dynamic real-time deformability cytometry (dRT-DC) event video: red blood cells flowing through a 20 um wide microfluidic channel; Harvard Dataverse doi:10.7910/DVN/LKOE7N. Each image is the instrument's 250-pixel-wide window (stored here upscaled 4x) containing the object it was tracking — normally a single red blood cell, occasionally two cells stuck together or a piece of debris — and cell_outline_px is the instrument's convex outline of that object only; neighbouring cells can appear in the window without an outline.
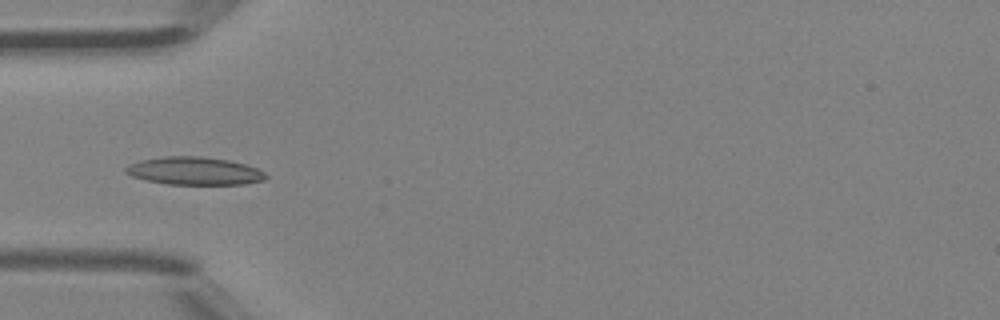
{"species": "Egyptian fruit bat (a non-hibernating species)", "species_latin": "Rousettus aegyptiacus", "temperature_condition": "room temperature", "stored_images_in_passage": 6, "camera_frame_rate_fps": 3000, "um_per_image_px": 0.085, "animal": {"sex": "female"}, "frame": {"image": 1, "passage_image": 5, "time_ms": 1.333, "image_size_px": [1000, 320], "cell_outline_px": [[268, 176], [264, 180], [244, 184], [168, 184], [148, 180], [132, 176], [124, 172], [124, 168], [128, 164], [140, 160], [164, 156], [200, 156], [228, 160], [244, 164], [256, 168], [264, 172]], "centroid_in_image_um": [16.5, 14.52], "position_along_channel_um": 68.5, "area_um2": 22.66}}
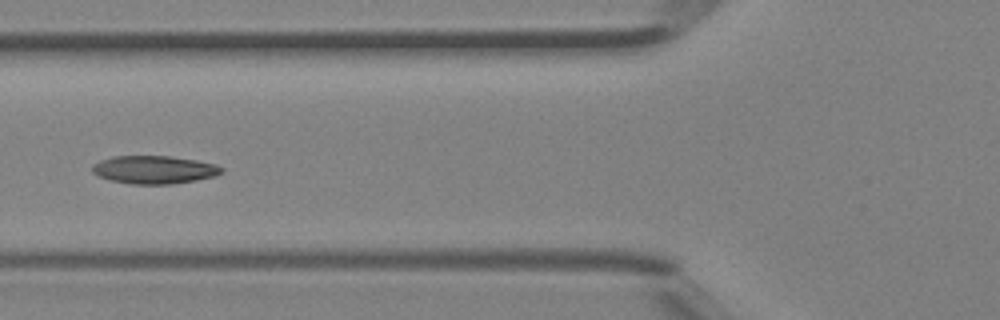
{"frame": {"image": 2, "passage_image": 6, "time_ms": 1.667, "image_size_px": [1000, 320], "cell_outline_px": [[224, 172], [212, 176], [196, 180], [172, 184], [132, 184], [108, 180], [92, 172], [92, 164], [100, 160], [112, 156], [168, 156], [196, 160], [216, 164], [224, 168]], "centroid_in_image_um": [13.09, 14.42], "position_along_channel_um": 112.7, "area_um2": 21.15}}